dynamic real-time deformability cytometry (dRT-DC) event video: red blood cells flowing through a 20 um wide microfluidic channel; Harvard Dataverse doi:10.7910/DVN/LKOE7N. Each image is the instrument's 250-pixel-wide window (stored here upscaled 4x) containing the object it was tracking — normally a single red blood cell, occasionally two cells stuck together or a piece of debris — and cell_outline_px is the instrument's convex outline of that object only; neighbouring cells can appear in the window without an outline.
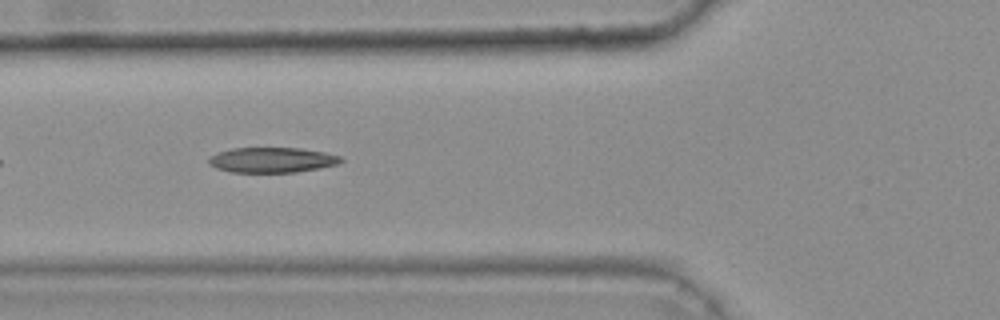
{"species": "common noctule bat (a hibernating species)", "species_latin": "Nyctalus noctula", "temperature_condition": "warm", "stored_images_in_passage": 12, "camera_frame_rate_fps": 3000, "um_per_image_px": 0.085, "animal": {"sex": "female", "body_mass_g": 25.1}, "frame": {"image": 1, "passage_image": 6, "time_ms": 1.667, "image_size_px": [1000, 320], "cell_outline_px": [[344, 160], [336, 164], [320, 168], [296, 172], [232, 172], [216, 168], [208, 164], [208, 160], [212, 156], [220, 152], [232, 148], [300, 148], [324, 152], [340, 156]], "centroid_in_image_um": [23.13, 13.6], "position_along_channel_um": 102.7, "area_um2": 19.25}}
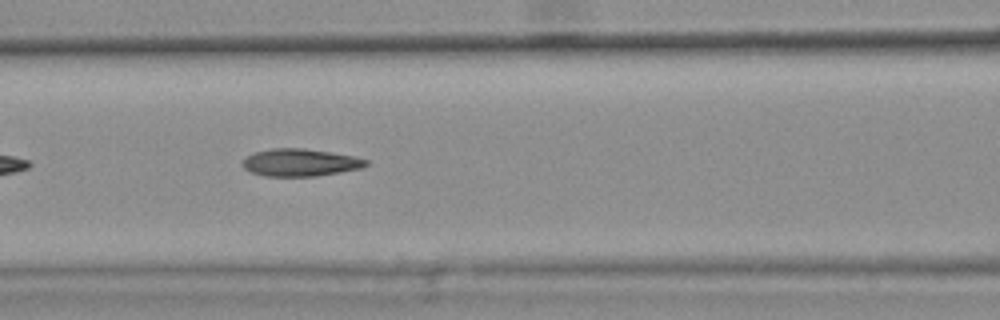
{"frame": {"image": 2, "passage_image": 9, "time_ms": 2.667, "image_size_px": [1000, 320], "cell_outline_px": [[368, 164], [360, 168], [340, 172], [316, 176], [264, 176], [252, 172], [244, 168], [240, 164], [252, 152], [272, 148], [304, 148], [352, 156], [368, 160]], "centroid_in_image_um": [25.47, 13.81], "position_along_channel_um": 141.1, "area_um2": 19.59}}